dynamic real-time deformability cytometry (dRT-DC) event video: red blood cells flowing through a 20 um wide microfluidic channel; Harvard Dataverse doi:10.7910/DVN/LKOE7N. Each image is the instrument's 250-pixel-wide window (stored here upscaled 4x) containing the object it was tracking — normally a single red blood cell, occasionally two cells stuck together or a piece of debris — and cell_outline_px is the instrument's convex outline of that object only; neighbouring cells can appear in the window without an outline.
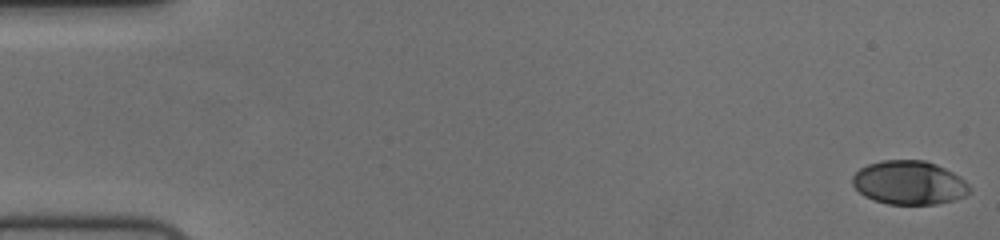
{"species": "human", "species_latin": "Homo sapiens", "temperature_condition": "cold", "stored_images_in_passage": 56, "camera_frame_rate_fps": 3000, "um_per_image_px": 0.085, "donor": {"sex": "female"}, "frame": {"image": 1, "passage_image": 1, "time_ms": 0.0, "image_size_px": [1000, 240], "cell_outline_px": [[972, 192], [964, 196], [952, 200], [936, 204], [888, 204], [864, 196], [852, 184], [852, 176], [860, 168], [868, 164], [880, 160], [924, 160], [936, 164], [960, 176], [972, 188]], "centroid_in_image_um": [77.29, 15.52], "position_along_channel_um": 7.7, "area_um2": 29.88}}
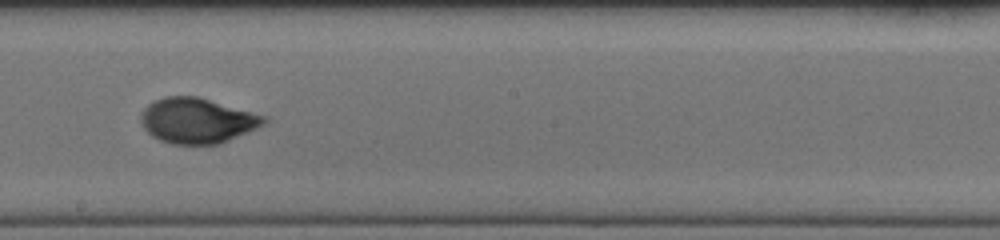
{"frame": {"image": 2, "passage_image": 32, "time_ms": 10.333, "image_size_px": [1000, 240], "cell_outline_px": [[268, 120], [264, 124], [256, 128], [220, 144], [172, 144], [160, 140], [152, 136], [144, 128], [140, 120], [140, 112], [152, 100], [164, 96], [196, 96], [268, 116]], "centroid_in_image_um": [16.74, 10.24], "position_along_channel_um": 231.5, "area_um2": 32.6}}
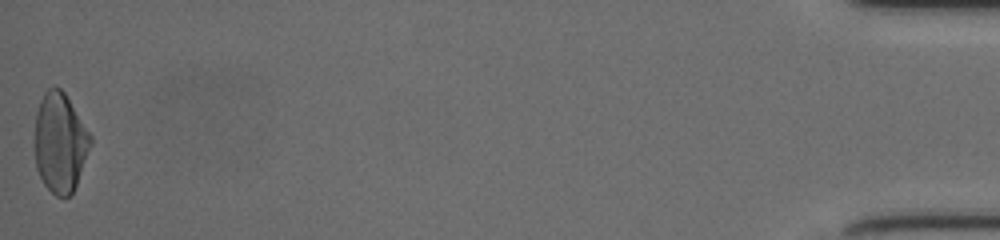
{"frame": {"image": 3, "passage_image": 56, "time_ms": 18.333, "image_size_px": [1000, 240], "cell_outline_px": [[92, 144], [76, 184], [72, 192], [68, 196], [56, 196], [44, 184], [36, 168], [36, 112], [40, 100], [44, 92], [48, 88], [60, 88], [64, 92], [92, 136]], "centroid_in_image_um": [5.12, 12.11], "position_along_channel_um": 430.1, "area_um2": 31.91}, "authors_computed_cell_mechanics": {"area_um2": 31.3565, "velocity_mm_per_s": 3.724, "shape_relaxation_time_tau1_ms": 3.3853, "shape_relaxation_time_tau2_ms": 0.6776, "deformation_change_tau1": 0.1525, "deformation_change_tau2": 0.0437}}